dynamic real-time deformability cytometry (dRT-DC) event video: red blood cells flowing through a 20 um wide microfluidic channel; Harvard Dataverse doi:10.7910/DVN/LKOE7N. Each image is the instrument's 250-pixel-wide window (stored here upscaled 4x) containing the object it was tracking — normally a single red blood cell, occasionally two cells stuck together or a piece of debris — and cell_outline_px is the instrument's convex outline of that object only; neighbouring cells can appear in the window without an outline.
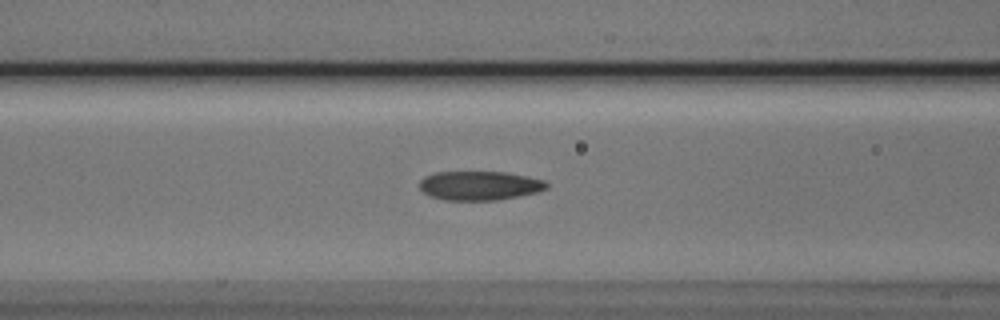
{"species": "Egyptian fruit bat (a non-hibernating species)", "species_latin": "Rousettus aegyptiacus", "temperature_condition": "cold", "stored_images_in_passage": 12, "camera_frame_rate_fps": 3000, "um_per_image_px": 0.085, "animal": {"sex": "male"}, "frame": {"image": 1, "passage_image": 10, "time_ms": 3.0, "image_size_px": [1000, 320], "cell_outline_px": [[548, 188], [536, 192], [496, 200], [444, 200], [428, 196], [420, 188], [420, 180], [424, 176], [432, 172], [504, 172], [544, 180], [548, 184]], "centroid_in_image_um": [40.7, 15.77], "position_along_channel_um": 125.9, "area_um2": 21.44}}